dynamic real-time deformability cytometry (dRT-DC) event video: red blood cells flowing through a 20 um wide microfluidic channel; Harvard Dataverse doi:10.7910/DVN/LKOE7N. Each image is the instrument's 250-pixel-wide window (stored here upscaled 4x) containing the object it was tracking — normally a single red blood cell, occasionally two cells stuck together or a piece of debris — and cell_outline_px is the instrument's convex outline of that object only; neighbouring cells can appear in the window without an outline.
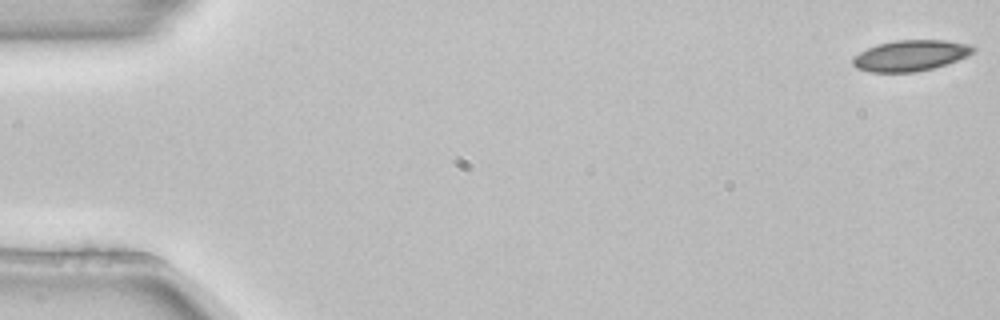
{"species": "common noctule bat (a hibernating species)", "species_latin": "Nyctalus noctula", "temperature_condition": "room temperature", "stored_images_in_passage": 6, "camera_frame_rate_fps": 3000, "um_per_image_px": 0.085, "animal": {"sex": "female", "body_mass_g": 22.7, "forearm_length_mm": 54.2}, "frame": {"image": 1, "passage_image": 1, "time_ms": 0.0, "image_size_px": [1000, 320], "cell_outline_px": [[976, 48], [968, 56], [932, 68], [916, 72], [868, 72], [856, 68], [852, 64], [852, 56], [876, 44], [896, 40], [944, 40], [972, 44]], "centroid_in_image_um": [77.36, 4.71], "position_along_channel_um": 7.6, "area_um2": 21.73}}
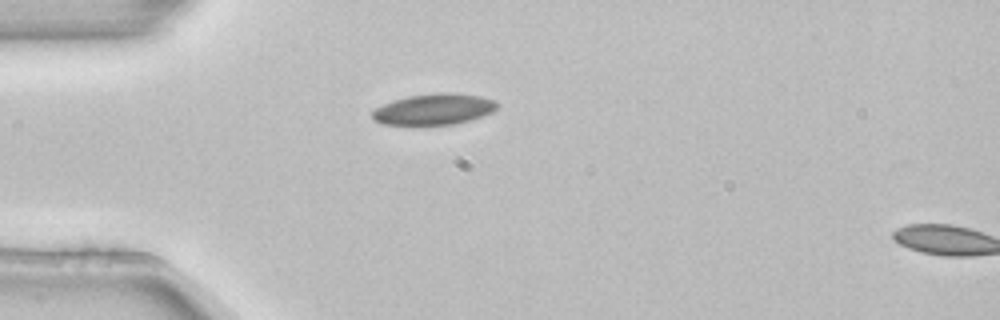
{"frame": {"image": 2, "passage_image": 5, "time_ms": 1.333, "image_size_px": [1000, 320], "cell_outline_px": [[500, 104], [492, 112], [468, 120], [452, 124], [384, 124], [372, 120], [372, 112], [376, 108], [392, 100], [408, 96], [440, 92], [444, 92], [480, 96], [496, 100]], "centroid_in_image_um": [36.88, 9.27], "position_along_channel_um": 48.1, "area_um2": 22.31}}